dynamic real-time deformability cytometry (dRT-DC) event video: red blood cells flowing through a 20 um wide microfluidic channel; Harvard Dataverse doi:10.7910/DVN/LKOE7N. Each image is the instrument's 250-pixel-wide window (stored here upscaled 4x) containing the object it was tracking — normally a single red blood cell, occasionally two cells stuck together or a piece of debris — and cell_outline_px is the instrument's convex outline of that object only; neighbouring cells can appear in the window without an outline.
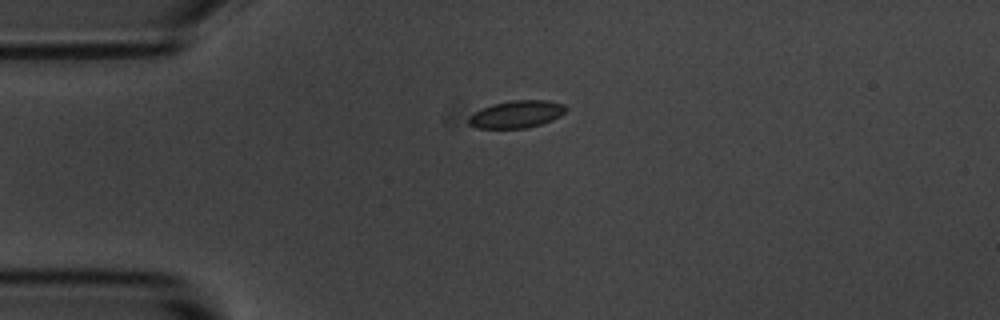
{"species": "common noctule bat (a hibernating species)", "species_latin": "Nyctalus noctula", "temperature_condition": "room temperature", "stored_images_in_passage": 6, "camera_frame_rate_fps": 3000, "um_per_image_px": 0.085, "animal": {"sex": "male", "body_mass_g": 20.1, "forearm_length_mm": 53.5}, "frame": {"image": 1, "passage_image": 1, "time_ms": 0.0, "image_size_px": [1000, 320], "cell_outline_px": [[568, 108], [560, 116], [552, 120], [528, 128], [476, 128], [468, 124], [468, 116], [480, 108], [492, 104], [512, 100], [548, 100], [564, 104]], "centroid_in_image_um": [43.89, 9.7], "position_along_channel_um": 41.1, "area_um2": 15.66}}
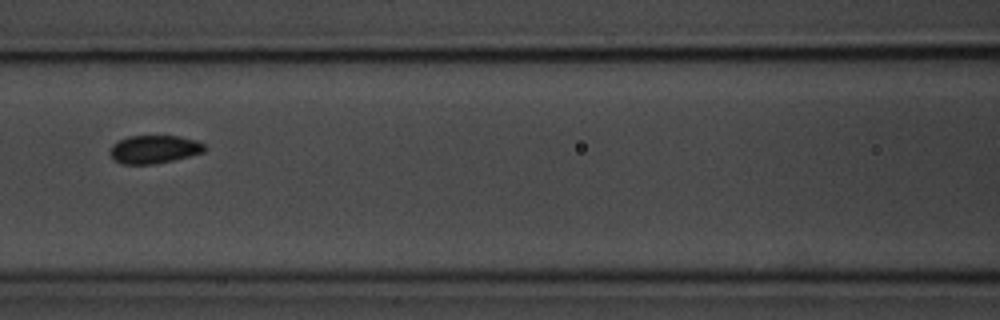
{"frame": {"image": 2, "passage_image": 4, "time_ms": 3.667, "image_size_px": [1000, 320], "cell_outline_px": [[208, 148], [204, 152], [172, 160], [152, 164], [124, 164], [112, 160], [108, 152], [112, 144], [128, 136], [180, 136], [196, 140], [204, 144]], "centroid_in_image_um": [13.08, 12.69], "position_along_channel_um": 153.5, "area_um2": 15.61}}
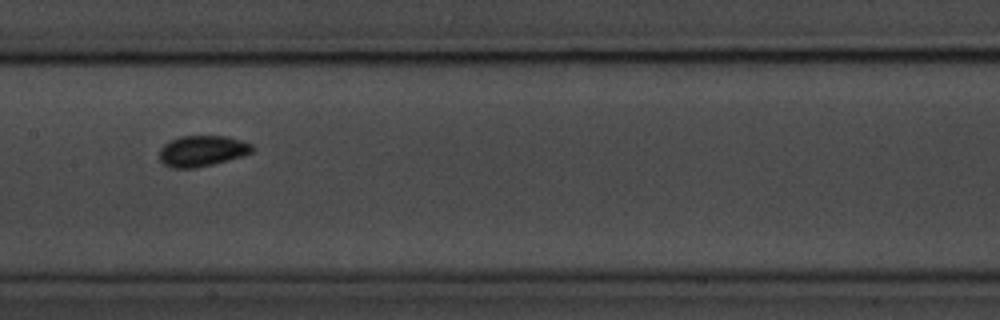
{"frame": {"image": 3, "passage_image": 5, "time_ms": 4.667, "image_size_px": [1000, 320], "cell_outline_px": [[252, 152], [228, 160], [212, 164], [192, 168], [172, 168], [164, 164], [160, 160], [160, 148], [164, 144], [180, 136], [228, 136], [252, 144]], "centroid_in_image_um": [17.16, 12.82], "position_along_channel_um": 190.2, "area_um2": 16.47}}